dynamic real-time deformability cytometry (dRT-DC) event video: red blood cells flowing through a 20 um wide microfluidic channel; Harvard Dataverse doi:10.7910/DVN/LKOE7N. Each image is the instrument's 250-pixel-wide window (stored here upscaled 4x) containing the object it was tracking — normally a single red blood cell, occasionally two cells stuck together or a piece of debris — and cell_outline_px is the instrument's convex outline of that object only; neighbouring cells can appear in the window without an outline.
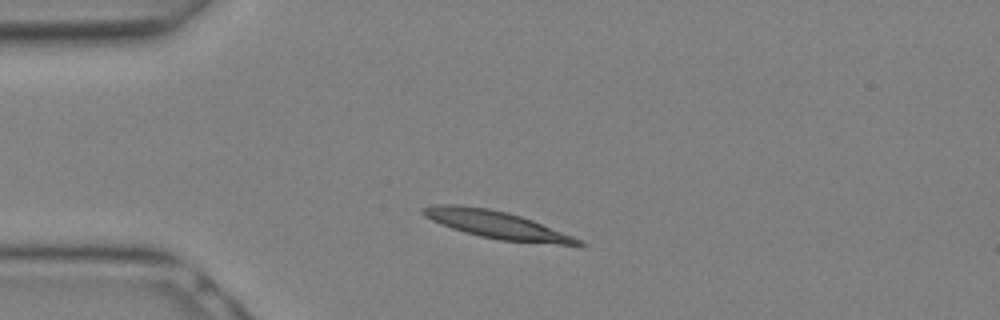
{"species": "Egyptian fruit bat (a non-hibernating species)", "species_latin": "Rousettus aegyptiacus", "temperature_condition": "warm", "stored_images_in_passage": 8, "camera_frame_rate_fps": 3000, "um_per_image_px": 0.085, "animal": {"sex": "female"}, "frame": {"image": 1, "passage_image": 3, "time_ms": 0.667, "image_size_px": [1000, 320], "cell_outline_px": [[584, 244], [580, 248], [500, 240], [480, 236], [464, 232], [440, 224], [424, 216], [420, 212], [420, 208], [432, 204], [456, 204], [488, 208], [508, 212], [532, 220], [572, 236], [580, 240]], "centroid_in_image_um": [42.27, 19.13], "position_along_channel_um": 42.7, "area_um2": 25.43}}
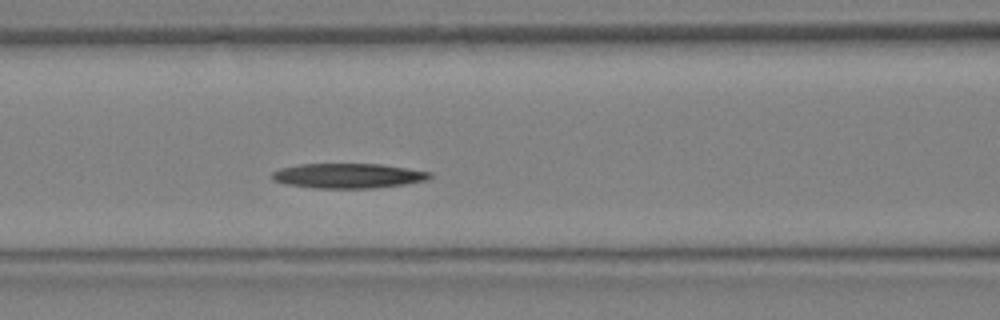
{"frame": {"image": 2, "passage_image": 8, "time_ms": 2.333, "image_size_px": [1000, 320], "cell_outline_px": [[432, 176], [424, 180], [404, 184], [372, 188], [312, 188], [284, 184], [272, 180], [272, 172], [280, 168], [300, 164], [380, 164], [432, 172]], "centroid_in_image_um": [29.53, 14.94], "position_along_channel_um": 137.1, "area_um2": 22.77}}